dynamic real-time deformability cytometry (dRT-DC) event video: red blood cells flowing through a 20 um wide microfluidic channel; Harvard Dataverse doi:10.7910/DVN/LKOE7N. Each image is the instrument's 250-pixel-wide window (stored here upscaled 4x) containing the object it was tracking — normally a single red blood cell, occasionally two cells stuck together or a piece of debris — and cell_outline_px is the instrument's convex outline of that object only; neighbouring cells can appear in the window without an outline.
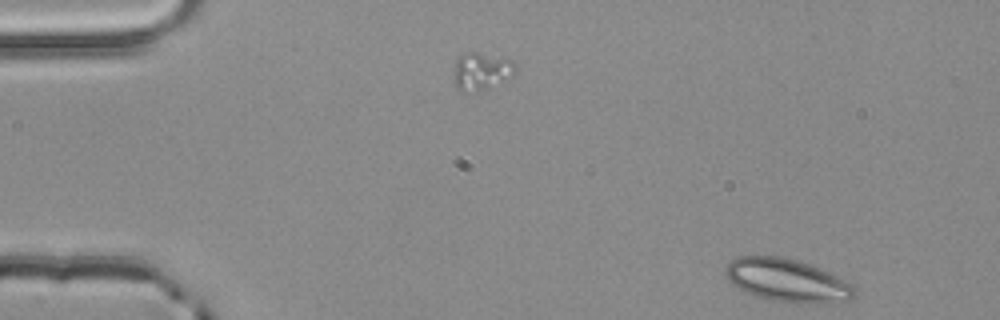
{"species": "common noctule bat (a hibernating species)", "species_latin": "Nyctalus noctula", "temperature_condition": "room temperature", "stored_images_in_passage": 4, "camera_frame_rate_fps": 3000, "um_per_image_px": 0.085, "animal": {"sex": "male", "body_mass_g": 20.4}, "frame": {"image": 1, "passage_image": 1, "time_ms": 0.0, "image_size_px": [1000, 320], "cell_outline_px": [[856, 292], [848, 300], [832, 304], [800, 304], [772, 300], [756, 296], [732, 284], [728, 280], [724, 272], [728, 264], [736, 256], [784, 256], [820, 268], [840, 276], [852, 284], [856, 288]], "centroid_in_image_um": [66.96, 23.84], "position_along_channel_um": 18.0, "area_um2": 32.71}}
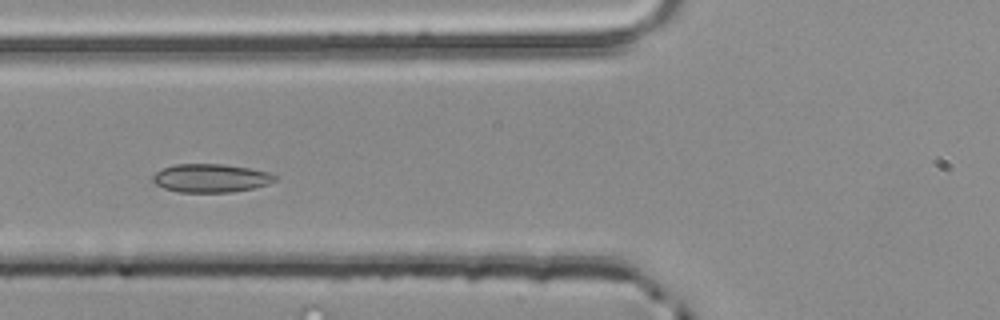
{"frame": {"image": 2, "passage_image": 4, "time_ms": 1.0, "image_size_px": [1000, 320], "cell_outline_px": [[276, 180], [268, 184], [252, 188], [232, 192], [180, 192], [164, 188], [156, 184], [152, 180], [152, 176], [160, 168], [176, 164], [220, 164], [248, 168], [268, 172], [276, 176]], "centroid_in_image_um": [17.88, 15.14], "position_along_channel_um": 107.9, "area_um2": 20.11}}